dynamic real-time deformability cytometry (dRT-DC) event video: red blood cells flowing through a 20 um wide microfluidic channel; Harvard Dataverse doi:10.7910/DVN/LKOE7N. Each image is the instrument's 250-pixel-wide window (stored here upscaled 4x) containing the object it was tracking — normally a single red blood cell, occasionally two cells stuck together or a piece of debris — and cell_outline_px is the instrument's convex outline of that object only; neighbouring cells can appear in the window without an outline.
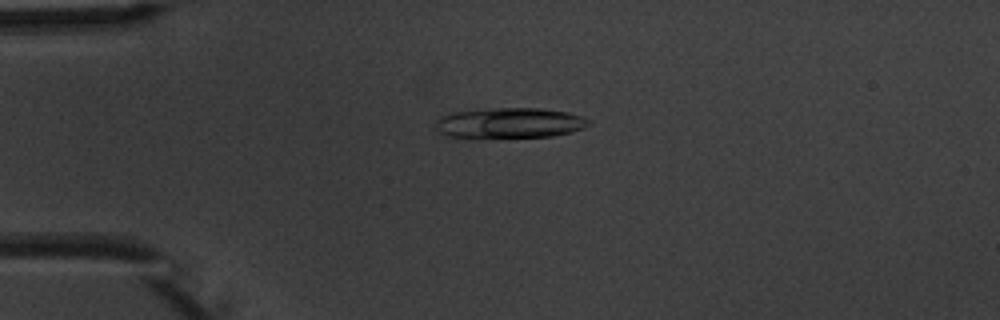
{"species": "common noctule bat (a hibernating species)", "species_latin": "Nyctalus noctula", "temperature_condition": "warm", "stored_images_in_passage": 6, "camera_frame_rate_fps": 3000, "um_per_image_px": 0.085, "animal": {"sex": "male", "body_mass_g": 20.1, "forearm_length_mm": 53.5}, "frame": {"image": 1, "passage_image": 2, "time_ms": 2.0, "image_size_px": [1000, 320], "cell_outline_px": [[592, 124], [584, 128], [572, 132], [552, 136], [452, 136], [440, 132], [436, 128], [436, 116], [448, 112], [496, 108], [540, 108], [568, 112], [592, 120]], "centroid_in_image_um": [43.35, 10.42], "position_along_channel_um": 41.6, "area_um2": 26.82}}